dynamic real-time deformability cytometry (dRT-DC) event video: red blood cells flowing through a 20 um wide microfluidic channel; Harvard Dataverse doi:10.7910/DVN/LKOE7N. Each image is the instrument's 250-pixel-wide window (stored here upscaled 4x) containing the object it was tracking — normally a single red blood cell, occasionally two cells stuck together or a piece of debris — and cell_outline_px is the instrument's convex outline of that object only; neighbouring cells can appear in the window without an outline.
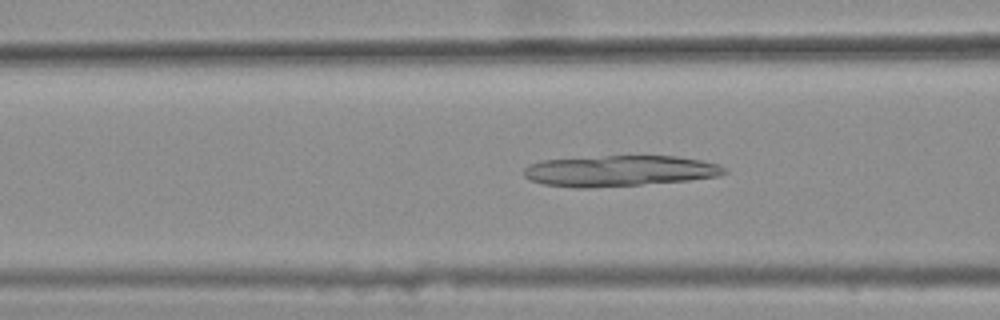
{"species": "common noctule bat (a hibernating species)", "species_latin": "Nyctalus noctula", "temperature_condition": "warm", "stored_images_in_passage": 40, "camera_frame_rate_fps": 3000, "um_per_image_px": 0.085, "animal": {"sex": "female", "body_mass_g": 25.1}, "frame": {"image": 1, "passage_image": 14, "time_ms": 4.333, "image_size_px": [1000, 320], "cell_outline_px": [[728, 172], [716, 176], [688, 180], [640, 184], [588, 188], [576, 188], [544, 184], [532, 180], [524, 176], [524, 168], [528, 164], [544, 160], [604, 156], [676, 156], [700, 160], [720, 164]], "centroid_in_image_um": [52.64, 14.52], "position_along_channel_um": 114.0, "area_um2": 35.78}}
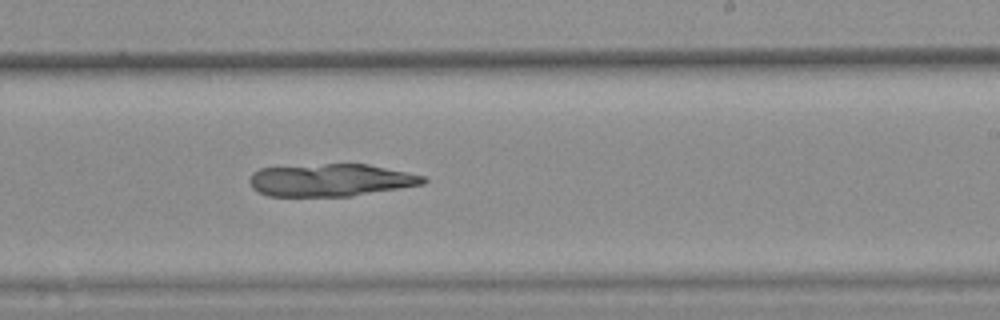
{"frame": {"image": 2, "passage_image": 26, "time_ms": 8.333, "image_size_px": [1000, 320], "cell_outline_px": [[428, 180], [424, 184], [352, 196], [268, 196], [252, 188], [248, 180], [252, 172], [260, 168], [324, 164], [368, 164], [424, 176]], "centroid_in_image_um": [28.09, 15.31], "position_along_channel_um": 260.9, "area_um2": 32.83}}
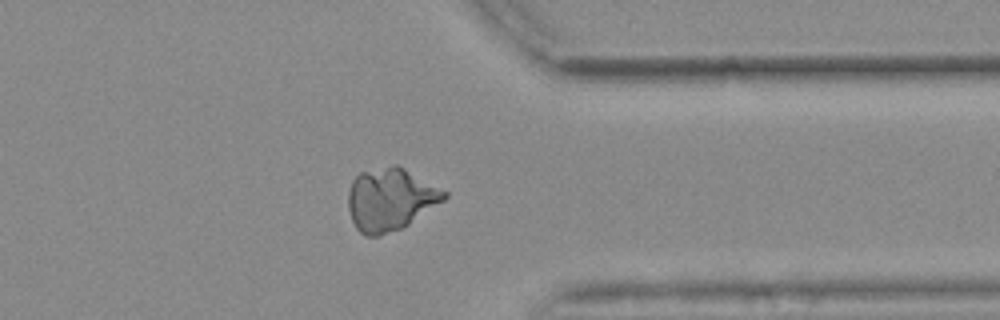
{"frame": {"image": 3, "passage_image": 36, "time_ms": 11.667, "image_size_px": [1000, 320], "cell_outline_px": [[448, 196], [444, 200], [408, 224], [400, 228], [380, 236], [364, 236], [356, 228], [352, 220], [348, 208], [348, 192], [352, 180], [360, 172], [392, 164], [396, 164], [404, 168], [448, 192]], "centroid_in_image_um": [33.15, 16.93], "position_along_channel_um": 378.2, "area_um2": 34.85}}